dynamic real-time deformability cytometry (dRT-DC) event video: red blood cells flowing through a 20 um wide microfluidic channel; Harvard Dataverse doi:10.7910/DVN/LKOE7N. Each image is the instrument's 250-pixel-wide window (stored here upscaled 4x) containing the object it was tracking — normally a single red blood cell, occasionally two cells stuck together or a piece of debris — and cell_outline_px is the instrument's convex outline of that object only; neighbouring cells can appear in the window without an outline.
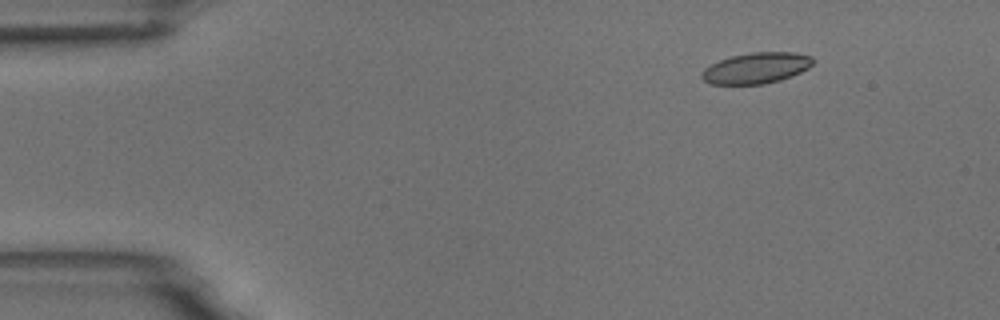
{"species": "common noctule bat (a hibernating species)", "species_latin": "Nyctalus noctula", "temperature_condition": "room temperature", "stored_images_in_passage": 7, "camera_frame_rate_fps": 3000, "um_per_image_px": 0.085, "animal": {"sex": "male", "body_mass_g": 18.8}, "frame": {"image": 1, "passage_image": 2, "time_ms": 2.0, "image_size_px": [1000, 320], "cell_outline_px": [[816, 60], [808, 68], [800, 72], [780, 80], [764, 84], [708, 84], [700, 76], [700, 72], [704, 68], [720, 60], [732, 56], [752, 52], [796, 52], [812, 56]], "centroid_in_image_um": [64.29, 5.78], "position_along_channel_um": 20.7, "area_um2": 20.11}}